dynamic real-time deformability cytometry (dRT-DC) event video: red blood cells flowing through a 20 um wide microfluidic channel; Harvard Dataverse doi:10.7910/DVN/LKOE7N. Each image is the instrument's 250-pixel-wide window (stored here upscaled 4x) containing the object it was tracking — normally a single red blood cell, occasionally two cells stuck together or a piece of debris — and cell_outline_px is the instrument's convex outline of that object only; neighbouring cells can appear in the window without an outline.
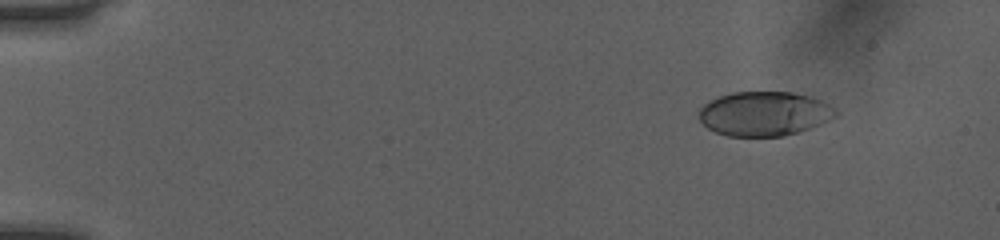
{"species": "human", "species_latin": "Homo sapiens", "temperature_condition": "room temperature", "stored_images_in_passage": 51, "camera_frame_rate_fps": 3000, "um_per_image_px": 0.085, "donor": {"sex": "female"}, "frame": {"image": 1, "passage_image": 6, "time_ms": 1.667, "image_size_px": [1000, 240], "cell_outline_px": [[840, 112], [836, 116], [820, 124], [784, 136], [728, 136], [716, 132], [708, 128], [696, 116], [700, 108], [704, 104], [720, 96], [732, 92], [792, 92], [808, 96], [820, 100], [836, 108]], "centroid_in_image_um": [64.95, 9.66], "position_along_channel_um": 20.0, "area_um2": 35.26}}
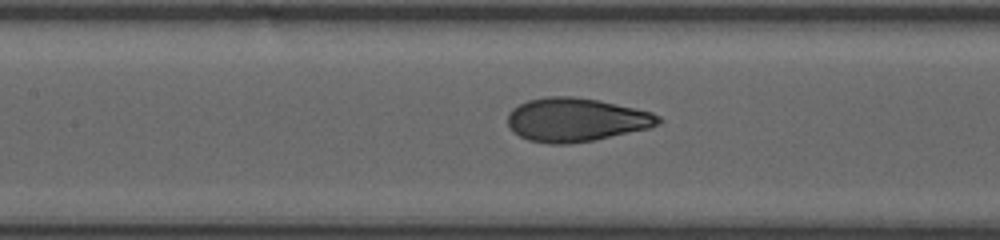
{"frame": {"image": 2, "passage_image": 25, "time_ms": 8.0, "image_size_px": [1000, 240], "cell_outline_px": [[664, 120], [660, 124], [648, 128], [592, 140], [568, 144], [548, 144], [528, 140], [512, 132], [508, 124], [508, 112], [512, 108], [528, 100], [544, 96], [572, 96], [600, 100], [652, 112], [660, 116]], "centroid_in_image_um": [48.95, 10.17], "position_along_channel_um": 158.5, "area_um2": 38.44}}
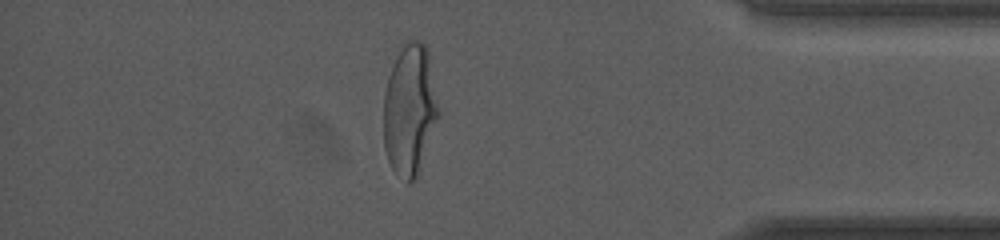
{"frame": {"image": 3, "passage_image": 45, "time_ms": 14.667, "image_size_px": [1000, 240], "cell_outline_px": [[440, 116], [416, 176], [408, 184], [396, 176], [388, 160], [384, 148], [384, 92], [388, 76], [392, 64], [404, 44], [408, 40], [420, 40], [424, 44], [428, 52], [440, 112]], "centroid_in_image_um": [34.82, 9.35], "position_along_channel_um": 400.4, "area_um2": 41.96}, "authors_computed_cell_mechanics": {"area_um2": 37.6278, "velocity_mm_per_s": 4.0487, "shape_relaxation_time_tau1_ms": 4.4516, "shape_relaxation_time_tau2_ms": null, "deformation_change_tau1": 0.196, "deformation_change_tau2": null}}